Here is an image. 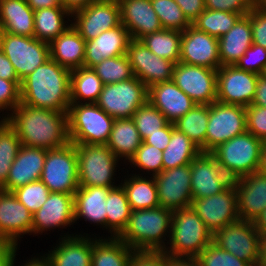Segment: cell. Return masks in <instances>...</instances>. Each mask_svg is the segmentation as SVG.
<instances>
[{"mask_svg":"<svg viewBox=\"0 0 266 266\" xmlns=\"http://www.w3.org/2000/svg\"><path fill=\"white\" fill-rule=\"evenodd\" d=\"M6 121L25 146L50 150L70 142L67 112L20 103L12 112H8Z\"/></svg>","mask_w":266,"mask_h":266,"instance_id":"6da1fadb","label":"cell"},{"mask_svg":"<svg viewBox=\"0 0 266 266\" xmlns=\"http://www.w3.org/2000/svg\"><path fill=\"white\" fill-rule=\"evenodd\" d=\"M71 71L49 58L21 81V103L35 108L68 112Z\"/></svg>","mask_w":266,"mask_h":266,"instance_id":"7a4b0ae2","label":"cell"},{"mask_svg":"<svg viewBox=\"0 0 266 266\" xmlns=\"http://www.w3.org/2000/svg\"><path fill=\"white\" fill-rule=\"evenodd\" d=\"M173 211L156 207L132 210L123 232L117 237L135 251L163 252L169 237ZM168 241V242H165Z\"/></svg>","mask_w":266,"mask_h":266,"instance_id":"3957f363","label":"cell"},{"mask_svg":"<svg viewBox=\"0 0 266 266\" xmlns=\"http://www.w3.org/2000/svg\"><path fill=\"white\" fill-rule=\"evenodd\" d=\"M212 242L213 233L196 212L182 208L173 211L170 239L163 252L170 257L196 258Z\"/></svg>","mask_w":266,"mask_h":266,"instance_id":"277c9868","label":"cell"},{"mask_svg":"<svg viewBox=\"0 0 266 266\" xmlns=\"http://www.w3.org/2000/svg\"><path fill=\"white\" fill-rule=\"evenodd\" d=\"M114 121L96 103H71L67 112L69 141L106 145Z\"/></svg>","mask_w":266,"mask_h":266,"instance_id":"5b68a950","label":"cell"},{"mask_svg":"<svg viewBox=\"0 0 266 266\" xmlns=\"http://www.w3.org/2000/svg\"><path fill=\"white\" fill-rule=\"evenodd\" d=\"M262 145L259 138L246 131L219 144L210 153L224 172L236 180L258 170Z\"/></svg>","mask_w":266,"mask_h":266,"instance_id":"8992f818","label":"cell"},{"mask_svg":"<svg viewBox=\"0 0 266 266\" xmlns=\"http://www.w3.org/2000/svg\"><path fill=\"white\" fill-rule=\"evenodd\" d=\"M79 187H116L119 159L107 145L76 144Z\"/></svg>","mask_w":266,"mask_h":266,"instance_id":"52a82bcc","label":"cell"},{"mask_svg":"<svg viewBox=\"0 0 266 266\" xmlns=\"http://www.w3.org/2000/svg\"><path fill=\"white\" fill-rule=\"evenodd\" d=\"M40 180L50 192L74 195L79 187L76 144L47 150Z\"/></svg>","mask_w":266,"mask_h":266,"instance_id":"ba28073f","label":"cell"},{"mask_svg":"<svg viewBox=\"0 0 266 266\" xmlns=\"http://www.w3.org/2000/svg\"><path fill=\"white\" fill-rule=\"evenodd\" d=\"M148 101V88L136 76L114 84H104L96 104L114 119L132 118Z\"/></svg>","mask_w":266,"mask_h":266,"instance_id":"9c48e42d","label":"cell"},{"mask_svg":"<svg viewBox=\"0 0 266 266\" xmlns=\"http://www.w3.org/2000/svg\"><path fill=\"white\" fill-rule=\"evenodd\" d=\"M0 49L11 61L20 81L50 58L49 43L3 31H0Z\"/></svg>","mask_w":266,"mask_h":266,"instance_id":"30bf717a","label":"cell"},{"mask_svg":"<svg viewBox=\"0 0 266 266\" xmlns=\"http://www.w3.org/2000/svg\"><path fill=\"white\" fill-rule=\"evenodd\" d=\"M247 131L246 108L219 101L209 105L205 152Z\"/></svg>","mask_w":266,"mask_h":266,"instance_id":"8fae6325","label":"cell"},{"mask_svg":"<svg viewBox=\"0 0 266 266\" xmlns=\"http://www.w3.org/2000/svg\"><path fill=\"white\" fill-rule=\"evenodd\" d=\"M261 235L251 221L238 220L213 234V243L239 259L258 266Z\"/></svg>","mask_w":266,"mask_h":266,"instance_id":"7c38bea8","label":"cell"},{"mask_svg":"<svg viewBox=\"0 0 266 266\" xmlns=\"http://www.w3.org/2000/svg\"><path fill=\"white\" fill-rule=\"evenodd\" d=\"M172 80L198 105L217 101V69L178 62Z\"/></svg>","mask_w":266,"mask_h":266,"instance_id":"4fadbf2b","label":"cell"},{"mask_svg":"<svg viewBox=\"0 0 266 266\" xmlns=\"http://www.w3.org/2000/svg\"><path fill=\"white\" fill-rule=\"evenodd\" d=\"M71 25L85 41L95 39L103 31L121 24L120 5L117 0H99L72 13Z\"/></svg>","mask_w":266,"mask_h":266,"instance_id":"5bb4252c","label":"cell"},{"mask_svg":"<svg viewBox=\"0 0 266 266\" xmlns=\"http://www.w3.org/2000/svg\"><path fill=\"white\" fill-rule=\"evenodd\" d=\"M191 208L213 234L238 221L237 190L234 183L219 194L192 199Z\"/></svg>","mask_w":266,"mask_h":266,"instance_id":"9a60e30c","label":"cell"},{"mask_svg":"<svg viewBox=\"0 0 266 266\" xmlns=\"http://www.w3.org/2000/svg\"><path fill=\"white\" fill-rule=\"evenodd\" d=\"M259 74L239 69L236 65L217 69V101L249 106L255 95Z\"/></svg>","mask_w":266,"mask_h":266,"instance_id":"2e32d148","label":"cell"},{"mask_svg":"<svg viewBox=\"0 0 266 266\" xmlns=\"http://www.w3.org/2000/svg\"><path fill=\"white\" fill-rule=\"evenodd\" d=\"M154 178L160 207L171 211L191 207L190 164L163 170Z\"/></svg>","mask_w":266,"mask_h":266,"instance_id":"e0dca14e","label":"cell"},{"mask_svg":"<svg viewBox=\"0 0 266 266\" xmlns=\"http://www.w3.org/2000/svg\"><path fill=\"white\" fill-rule=\"evenodd\" d=\"M127 56L134 76L139 78L147 88L173 79L175 63L157 56L140 40L131 39Z\"/></svg>","mask_w":266,"mask_h":266,"instance_id":"ac0fdd59","label":"cell"},{"mask_svg":"<svg viewBox=\"0 0 266 266\" xmlns=\"http://www.w3.org/2000/svg\"><path fill=\"white\" fill-rule=\"evenodd\" d=\"M190 168L193 199L219 194L233 183L210 152H201L190 163Z\"/></svg>","mask_w":266,"mask_h":266,"instance_id":"d6986e66","label":"cell"},{"mask_svg":"<svg viewBox=\"0 0 266 266\" xmlns=\"http://www.w3.org/2000/svg\"><path fill=\"white\" fill-rule=\"evenodd\" d=\"M33 214L12 192L0 189V242L18 246L25 234L32 235Z\"/></svg>","mask_w":266,"mask_h":266,"instance_id":"ffe728a7","label":"cell"},{"mask_svg":"<svg viewBox=\"0 0 266 266\" xmlns=\"http://www.w3.org/2000/svg\"><path fill=\"white\" fill-rule=\"evenodd\" d=\"M180 62L218 69L221 66L218 38L191 24L182 32Z\"/></svg>","mask_w":266,"mask_h":266,"instance_id":"44dd1931","label":"cell"},{"mask_svg":"<svg viewBox=\"0 0 266 266\" xmlns=\"http://www.w3.org/2000/svg\"><path fill=\"white\" fill-rule=\"evenodd\" d=\"M74 195L50 192L46 202L33 214L32 234L74 224Z\"/></svg>","mask_w":266,"mask_h":266,"instance_id":"7402d4cb","label":"cell"},{"mask_svg":"<svg viewBox=\"0 0 266 266\" xmlns=\"http://www.w3.org/2000/svg\"><path fill=\"white\" fill-rule=\"evenodd\" d=\"M239 220L253 222L266 207V176L258 171L233 180Z\"/></svg>","mask_w":266,"mask_h":266,"instance_id":"603a6c76","label":"cell"},{"mask_svg":"<svg viewBox=\"0 0 266 266\" xmlns=\"http://www.w3.org/2000/svg\"><path fill=\"white\" fill-rule=\"evenodd\" d=\"M121 23L129 32L131 39L163 29L151 0H119Z\"/></svg>","mask_w":266,"mask_h":266,"instance_id":"cb8c5ba5","label":"cell"},{"mask_svg":"<svg viewBox=\"0 0 266 266\" xmlns=\"http://www.w3.org/2000/svg\"><path fill=\"white\" fill-rule=\"evenodd\" d=\"M130 41L129 32L122 23L111 30L103 31L95 39L86 41L84 67L93 68L106 58L127 54Z\"/></svg>","mask_w":266,"mask_h":266,"instance_id":"d4e9b609","label":"cell"},{"mask_svg":"<svg viewBox=\"0 0 266 266\" xmlns=\"http://www.w3.org/2000/svg\"><path fill=\"white\" fill-rule=\"evenodd\" d=\"M46 155V149L22 145L1 190L12 192L16 188L40 180Z\"/></svg>","mask_w":266,"mask_h":266,"instance_id":"484cf974","label":"cell"},{"mask_svg":"<svg viewBox=\"0 0 266 266\" xmlns=\"http://www.w3.org/2000/svg\"><path fill=\"white\" fill-rule=\"evenodd\" d=\"M148 101L173 124L196 105L173 80L148 88Z\"/></svg>","mask_w":266,"mask_h":266,"instance_id":"4316f807","label":"cell"},{"mask_svg":"<svg viewBox=\"0 0 266 266\" xmlns=\"http://www.w3.org/2000/svg\"><path fill=\"white\" fill-rule=\"evenodd\" d=\"M84 235L61 236V242L44 256L52 266H91L92 237Z\"/></svg>","mask_w":266,"mask_h":266,"instance_id":"83f0119b","label":"cell"},{"mask_svg":"<svg viewBox=\"0 0 266 266\" xmlns=\"http://www.w3.org/2000/svg\"><path fill=\"white\" fill-rule=\"evenodd\" d=\"M113 187H78L74 193V221L83 218L106 229V199Z\"/></svg>","mask_w":266,"mask_h":266,"instance_id":"f1b7e54d","label":"cell"},{"mask_svg":"<svg viewBox=\"0 0 266 266\" xmlns=\"http://www.w3.org/2000/svg\"><path fill=\"white\" fill-rule=\"evenodd\" d=\"M218 42L221 66L235 65L253 44L250 12L241 16Z\"/></svg>","mask_w":266,"mask_h":266,"instance_id":"f546056e","label":"cell"},{"mask_svg":"<svg viewBox=\"0 0 266 266\" xmlns=\"http://www.w3.org/2000/svg\"><path fill=\"white\" fill-rule=\"evenodd\" d=\"M86 41L71 25L50 45V58L70 71L84 67Z\"/></svg>","mask_w":266,"mask_h":266,"instance_id":"4dcf8cb0","label":"cell"},{"mask_svg":"<svg viewBox=\"0 0 266 266\" xmlns=\"http://www.w3.org/2000/svg\"><path fill=\"white\" fill-rule=\"evenodd\" d=\"M0 31L34 37V11L27 0H0Z\"/></svg>","mask_w":266,"mask_h":266,"instance_id":"1f68e13d","label":"cell"},{"mask_svg":"<svg viewBox=\"0 0 266 266\" xmlns=\"http://www.w3.org/2000/svg\"><path fill=\"white\" fill-rule=\"evenodd\" d=\"M142 142L134 120L122 118L115 119L106 145L119 160L129 162Z\"/></svg>","mask_w":266,"mask_h":266,"instance_id":"d6a6232c","label":"cell"},{"mask_svg":"<svg viewBox=\"0 0 266 266\" xmlns=\"http://www.w3.org/2000/svg\"><path fill=\"white\" fill-rule=\"evenodd\" d=\"M136 251L118 238H92L91 266H129Z\"/></svg>","mask_w":266,"mask_h":266,"instance_id":"836d02e7","label":"cell"},{"mask_svg":"<svg viewBox=\"0 0 266 266\" xmlns=\"http://www.w3.org/2000/svg\"><path fill=\"white\" fill-rule=\"evenodd\" d=\"M72 18V14L63 6L41 8L34 11V37L40 41L51 43L61 35L70 25L65 21Z\"/></svg>","mask_w":266,"mask_h":266,"instance_id":"e575fe53","label":"cell"},{"mask_svg":"<svg viewBox=\"0 0 266 266\" xmlns=\"http://www.w3.org/2000/svg\"><path fill=\"white\" fill-rule=\"evenodd\" d=\"M132 174L120 183L124 188L131 210L153 209L159 207L158 193L154 176Z\"/></svg>","mask_w":266,"mask_h":266,"instance_id":"d590c367","label":"cell"},{"mask_svg":"<svg viewBox=\"0 0 266 266\" xmlns=\"http://www.w3.org/2000/svg\"><path fill=\"white\" fill-rule=\"evenodd\" d=\"M105 203L106 230L110 237L117 238L125 229L132 211L121 184L110 189Z\"/></svg>","mask_w":266,"mask_h":266,"instance_id":"8d00e7d4","label":"cell"},{"mask_svg":"<svg viewBox=\"0 0 266 266\" xmlns=\"http://www.w3.org/2000/svg\"><path fill=\"white\" fill-rule=\"evenodd\" d=\"M162 153L163 170H167L190 164L201 153V149L174 127L169 144Z\"/></svg>","mask_w":266,"mask_h":266,"instance_id":"74e56055","label":"cell"},{"mask_svg":"<svg viewBox=\"0 0 266 266\" xmlns=\"http://www.w3.org/2000/svg\"><path fill=\"white\" fill-rule=\"evenodd\" d=\"M103 83L93 68L80 67L71 71V103H96Z\"/></svg>","mask_w":266,"mask_h":266,"instance_id":"f35d334b","label":"cell"},{"mask_svg":"<svg viewBox=\"0 0 266 266\" xmlns=\"http://www.w3.org/2000/svg\"><path fill=\"white\" fill-rule=\"evenodd\" d=\"M181 38V31L162 29L147 34L139 40L157 56L168 59L176 64L180 62Z\"/></svg>","mask_w":266,"mask_h":266,"instance_id":"ab89813d","label":"cell"},{"mask_svg":"<svg viewBox=\"0 0 266 266\" xmlns=\"http://www.w3.org/2000/svg\"><path fill=\"white\" fill-rule=\"evenodd\" d=\"M209 120V105L196 104L174 125L205 152V139Z\"/></svg>","mask_w":266,"mask_h":266,"instance_id":"60d3db41","label":"cell"},{"mask_svg":"<svg viewBox=\"0 0 266 266\" xmlns=\"http://www.w3.org/2000/svg\"><path fill=\"white\" fill-rule=\"evenodd\" d=\"M241 14L205 9L192 23L198 30L220 38L226 34L241 17Z\"/></svg>","mask_w":266,"mask_h":266,"instance_id":"b9f144b4","label":"cell"},{"mask_svg":"<svg viewBox=\"0 0 266 266\" xmlns=\"http://www.w3.org/2000/svg\"><path fill=\"white\" fill-rule=\"evenodd\" d=\"M21 146L15 130L5 121L0 127V189L7 182L9 170Z\"/></svg>","mask_w":266,"mask_h":266,"instance_id":"7bdbcfd3","label":"cell"},{"mask_svg":"<svg viewBox=\"0 0 266 266\" xmlns=\"http://www.w3.org/2000/svg\"><path fill=\"white\" fill-rule=\"evenodd\" d=\"M103 84H114L134 77L127 54L106 58L93 67Z\"/></svg>","mask_w":266,"mask_h":266,"instance_id":"ee69618b","label":"cell"},{"mask_svg":"<svg viewBox=\"0 0 266 266\" xmlns=\"http://www.w3.org/2000/svg\"><path fill=\"white\" fill-rule=\"evenodd\" d=\"M132 119L142 141L150 134L160 132V129L169 123L166 117L149 101L134 112Z\"/></svg>","mask_w":266,"mask_h":266,"instance_id":"f6af8a7d","label":"cell"},{"mask_svg":"<svg viewBox=\"0 0 266 266\" xmlns=\"http://www.w3.org/2000/svg\"><path fill=\"white\" fill-rule=\"evenodd\" d=\"M163 29L185 31L191 23L175 0H151Z\"/></svg>","mask_w":266,"mask_h":266,"instance_id":"bcb514c9","label":"cell"},{"mask_svg":"<svg viewBox=\"0 0 266 266\" xmlns=\"http://www.w3.org/2000/svg\"><path fill=\"white\" fill-rule=\"evenodd\" d=\"M163 153L155 146L148 145L144 142L129 160L131 167H138L140 170H146L149 175L155 176L163 171Z\"/></svg>","mask_w":266,"mask_h":266,"instance_id":"7dc6e473","label":"cell"},{"mask_svg":"<svg viewBox=\"0 0 266 266\" xmlns=\"http://www.w3.org/2000/svg\"><path fill=\"white\" fill-rule=\"evenodd\" d=\"M12 193L32 214H34L46 202L50 191L41 180H38L16 188Z\"/></svg>","mask_w":266,"mask_h":266,"instance_id":"c3c4849f","label":"cell"},{"mask_svg":"<svg viewBox=\"0 0 266 266\" xmlns=\"http://www.w3.org/2000/svg\"><path fill=\"white\" fill-rule=\"evenodd\" d=\"M196 259L199 261L200 266H252L250 263L221 249L213 242Z\"/></svg>","mask_w":266,"mask_h":266,"instance_id":"681fc988","label":"cell"},{"mask_svg":"<svg viewBox=\"0 0 266 266\" xmlns=\"http://www.w3.org/2000/svg\"><path fill=\"white\" fill-rule=\"evenodd\" d=\"M235 65L239 69L262 75L266 68V49L252 44Z\"/></svg>","mask_w":266,"mask_h":266,"instance_id":"f907efd6","label":"cell"},{"mask_svg":"<svg viewBox=\"0 0 266 266\" xmlns=\"http://www.w3.org/2000/svg\"><path fill=\"white\" fill-rule=\"evenodd\" d=\"M246 108L247 131L266 142V107L250 104Z\"/></svg>","mask_w":266,"mask_h":266,"instance_id":"816d5d0a","label":"cell"},{"mask_svg":"<svg viewBox=\"0 0 266 266\" xmlns=\"http://www.w3.org/2000/svg\"><path fill=\"white\" fill-rule=\"evenodd\" d=\"M20 103V87L14 81L0 78V113L12 112Z\"/></svg>","mask_w":266,"mask_h":266,"instance_id":"f5cc1de1","label":"cell"},{"mask_svg":"<svg viewBox=\"0 0 266 266\" xmlns=\"http://www.w3.org/2000/svg\"><path fill=\"white\" fill-rule=\"evenodd\" d=\"M254 7V0H205V8L247 15Z\"/></svg>","mask_w":266,"mask_h":266,"instance_id":"db71d44e","label":"cell"},{"mask_svg":"<svg viewBox=\"0 0 266 266\" xmlns=\"http://www.w3.org/2000/svg\"><path fill=\"white\" fill-rule=\"evenodd\" d=\"M129 266H169V255L156 251H136Z\"/></svg>","mask_w":266,"mask_h":266,"instance_id":"11a10c76","label":"cell"},{"mask_svg":"<svg viewBox=\"0 0 266 266\" xmlns=\"http://www.w3.org/2000/svg\"><path fill=\"white\" fill-rule=\"evenodd\" d=\"M253 44L266 49V12L253 7L250 11Z\"/></svg>","mask_w":266,"mask_h":266,"instance_id":"9f6ffc18","label":"cell"},{"mask_svg":"<svg viewBox=\"0 0 266 266\" xmlns=\"http://www.w3.org/2000/svg\"><path fill=\"white\" fill-rule=\"evenodd\" d=\"M175 127L173 123H168L164 128L160 129V132L150 134L143 142L155 146L157 149L164 151L170 141L172 135V129Z\"/></svg>","mask_w":266,"mask_h":266,"instance_id":"6f0895ef","label":"cell"},{"mask_svg":"<svg viewBox=\"0 0 266 266\" xmlns=\"http://www.w3.org/2000/svg\"><path fill=\"white\" fill-rule=\"evenodd\" d=\"M187 20L192 24L206 9L205 0H175Z\"/></svg>","mask_w":266,"mask_h":266,"instance_id":"680465c9","label":"cell"},{"mask_svg":"<svg viewBox=\"0 0 266 266\" xmlns=\"http://www.w3.org/2000/svg\"><path fill=\"white\" fill-rule=\"evenodd\" d=\"M0 78L14 81L19 87L21 86V81L19 80L14 67L8 57L0 49Z\"/></svg>","mask_w":266,"mask_h":266,"instance_id":"91938a15","label":"cell"},{"mask_svg":"<svg viewBox=\"0 0 266 266\" xmlns=\"http://www.w3.org/2000/svg\"><path fill=\"white\" fill-rule=\"evenodd\" d=\"M18 246L0 242V266H15Z\"/></svg>","mask_w":266,"mask_h":266,"instance_id":"94428289","label":"cell"},{"mask_svg":"<svg viewBox=\"0 0 266 266\" xmlns=\"http://www.w3.org/2000/svg\"><path fill=\"white\" fill-rule=\"evenodd\" d=\"M251 104L266 107V78L262 75L258 77L254 99Z\"/></svg>","mask_w":266,"mask_h":266,"instance_id":"6125c7cd","label":"cell"},{"mask_svg":"<svg viewBox=\"0 0 266 266\" xmlns=\"http://www.w3.org/2000/svg\"><path fill=\"white\" fill-rule=\"evenodd\" d=\"M99 0H61L62 6L71 14Z\"/></svg>","mask_w":266,"mask_h":266,"instance_id":"be15d7a7","label":"cell"},{"mask_svg":"<svg viewBox=\"0 0 266 266\" xmlns=\"http://www.w3.org/2000/svg\"><path fill=\"white\" fill-rule=\"evenodd\" d=\"M27 3L33 11L41 8L62 6L61 0H27Z\"/></svg>","mask_w":266,"mask_h":266,"instance_id":"e7e4bbea","label":"cell"},{"mask_svg":"<svg viewBox=\"0 0 266 266\" xmlns=\"http://www.w3.org/2000/svg\"><path fill=\"white\" fill-rule=\"evenodd\" d=\"M169 266H200V264L196 258L169 256Z\"/></svg>","mask_w":266,"mask_h":266,"instance_id":"03108f58","label":"cell"},{"mask_svg":"<svg viewBox=\"0 0 266 266\" xmlns=\"http://www.w3.org/2000/svg\"><path fill=\"white\" fill-rule=\"evenodd\" d=\"M253 223L260 235L266 234V207L262 210L260 215L253 221Z\"/></svg>","mask_w":266,"mask_h":266,"instance_id":"003e7915","label":"cell"},{"mask_svg":"<svg viewBox=\"0 0 266 266\" xmlns=\"http://www.w3.org/2000/svg\"><path fill=\"white\" fill-rule=\"evenodd\" d=\"M39 257H31L28 262L26 261V263L21 266H52V264L46 259L44 255Z\"/></svg>","mask_w":266,"mask_h":266,"instance_id":"a7ac6f4b","label":"cell"},{"mask_svg":"<svg viewBox=\"0 0 266 266\" xmlns=\"http://www.w3.org/2000/svg\"><path fill=\"white\" fill-rule=\"evenodd\" d=\"M258 266H266V234L261 235Z\"/></svg>","mask_w":266,"mask_h":266,"instance_id":"89a4df30","label":"cell"},{"mask_svg":"<svg viewBox=\"0 0 266 266\" xmlns=\"http://www.w3.org/2000/svg\"><path fill=\"white\" fill-rule=\"evenodd\" d=\"M257 171L266 176V142L263 143L261 148L260 163Z\"/></svg>","mask_w":266,"mask_h":266,"instance_id":"2644e50d","label":"cell"},{"mask_svg":"<svg viewBox=\"0 0 266 266\" xmlns=\"http://www.w3.org/2000/svg\"><path fill=\"white\" fill-rule=\"evenodd\" d=\"M254 7L260 11L266 12V0H254Z\"/></svg>","mask_w":266,"mask_h":266,"instance_id":"8c879c8a","label":"cell"},{"mask_svg":"<svg viewBox=\"0 0 266 266\" xmlns=\"http://www.w3.org/2000/svg\"><path fill=\"white\" fill-rule=\"evenodd\" d=\"M3 118V119H2ZM2 118H1V120H0V127L2 126V124L6 121V116L4 115H2Z\"/></svg>","mask_w":266,"mask_h":266,"instance_id":"753ad0ef","label":"cell"},{"mask_svg":"<svg viewBox=\"0 0 266 266\" xmlns=\"http://www.w3.org/2000/svg\"><path fill=\"white\" fill-rule=\"evenodd\" d=\"M262 76H264L266 78V68L264 69Z\"/></svg>","mask_w":266,"mask_h":266,"instance_id":"34e18365","label":"cell"}]
</instances>
